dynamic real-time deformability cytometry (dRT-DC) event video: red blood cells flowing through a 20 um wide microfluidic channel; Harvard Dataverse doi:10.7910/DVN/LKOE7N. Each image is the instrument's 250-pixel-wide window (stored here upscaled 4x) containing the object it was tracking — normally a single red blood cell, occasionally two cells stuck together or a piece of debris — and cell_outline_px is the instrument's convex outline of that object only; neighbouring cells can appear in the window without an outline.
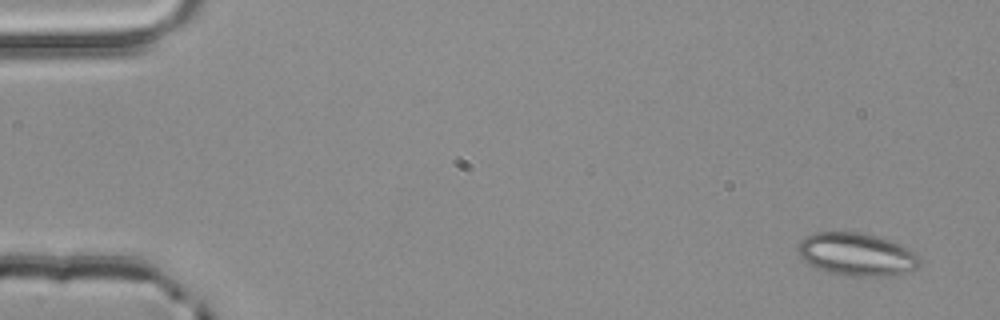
{"species": "common noctule bat (a hibernating species)", "species_latin": "Nyctalus noctula", "temperature_condition": "room temperature", "stored_images_in_passage": 3, "camera_frame_rate_fps": 3000, "um_per_image_px": 0.085, "animal": {"sex": "male", "body_mass_g": 20.4}, "frame": {"image": 1, "passage_image": 1, "time_ms": 0.0, "image_size_px": [1000, 320], "cell_outline_px": [[920, 264], [916, 268], [900, 276], [848, 276], [828, 272], [804, 260], [800, 256], [796, 248], [796, 244], [804, 236], [816, 232], [864, 232], [900, 244], [916, 252], [920, 256]], "centroid_in_image_um": [72.85, 21.62], "position_along_channel_um": 12.2, "area_um2": 30.75}}
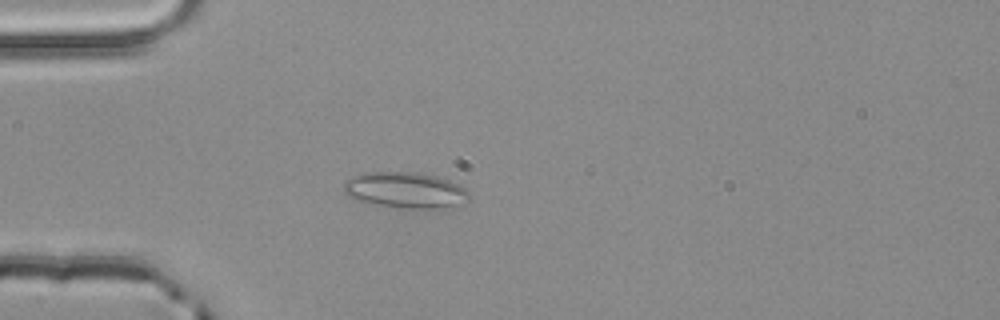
{"frame": {"image": 2, "passage_image": 3, "time_ms": 0.667, "image_size_px": [1000, 320], "cell_outline_px": [[468, 196], [456, 204], [444, 208], [408, 208], [376, 204], [356, 200], [348, 196], [344, 192], [344, 184], [352, 176], [364, 172], [416, 172], [436, 176], [460, 184], [468, 192]], "centroid_in_image_um": [34.4, 16.14], "position_along_channel_um": 50.6, "area_um2": 25.84}}